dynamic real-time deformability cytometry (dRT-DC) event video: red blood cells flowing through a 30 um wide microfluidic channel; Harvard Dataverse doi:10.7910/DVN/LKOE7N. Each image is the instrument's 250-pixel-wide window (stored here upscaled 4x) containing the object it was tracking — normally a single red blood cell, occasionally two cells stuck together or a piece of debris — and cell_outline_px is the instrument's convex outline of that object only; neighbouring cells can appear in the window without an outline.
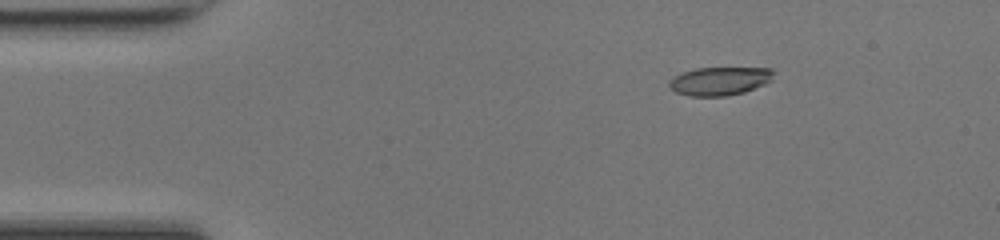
{"species": "common noctule bat (a hibernating species)", "species_latin": "Nyctalus noctula", "temperature_condition": "room temperature", "stored_images_in_passage": 42, "camera_frame_rate_fps": 3000, "um_per_image_px": 0.085, "animal": {"sex": "female", "body_mass_g": 17.0, "forearm_length_mm": 48.0}, "frame": {"image": 1, "passage_image": 1, "time_ms": 0.0, "image_size_px": [1000, 240], "cell_outline_px": [[772, 80], [764, 84], [744, 92], [724, 96], [688, 96], [676, 92], [668, 84], [668, 80], [684, 72], [696, 68], [772, 68]], "centroid_in_image_um": [61.16, 6.89], "position_along_channel_um": 23.8, "area_um2": 17.05}}
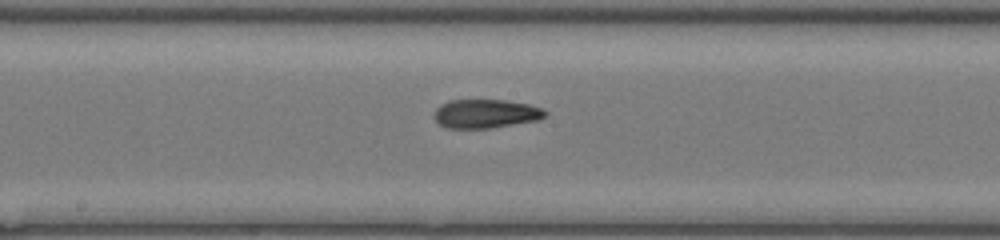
{"frame": {"image": 2, "passage_image": 19, "time_ms": 6.0, "image_size_px": [1000, 240], "cell_outline_px": [[548, 116], [540, 120], [492, 128], [444, 128], [432, 116], [436, 108], [440, 104], [448, 100], [504, 100], [528, 104], [544, 108], [548, 112]], "centroid_in_image_um": [41.31, 9.67], "position_along_channel_um": 206.9, "area_um2": 19.02}}
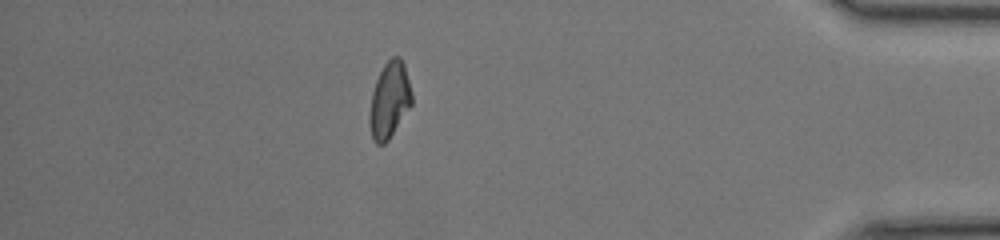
{"frame": {"image": 3, "passage_image": 36, "time_ms": 11.667, "image_size_px": [1000, 240], "cell_outline_px": [[412, 104], [388, 140], [384, 144], [376, 144], [372, 140], [368, 120], [368, 116], [372, 92], [376, 80], [384, 64], [392, 56], [400, 56], [404, 64], [412, 92]], "centroid_in_image_um": [33.09, 8.51], "position_along_channel_um": 402.1, "area_um2": 18.84}, "authors_computed_cell_mechanics": {"area_um2": 18.6405, "velocity_mm_per_s": 4.2824, "shape_relaxation_time_tau1_ms": 10.2242, "shape_relaxation_time_tau2_ms": 2.0378, "deformation_change_tau1": 0.3043, "deformation_change_tau2": 0.0897}}